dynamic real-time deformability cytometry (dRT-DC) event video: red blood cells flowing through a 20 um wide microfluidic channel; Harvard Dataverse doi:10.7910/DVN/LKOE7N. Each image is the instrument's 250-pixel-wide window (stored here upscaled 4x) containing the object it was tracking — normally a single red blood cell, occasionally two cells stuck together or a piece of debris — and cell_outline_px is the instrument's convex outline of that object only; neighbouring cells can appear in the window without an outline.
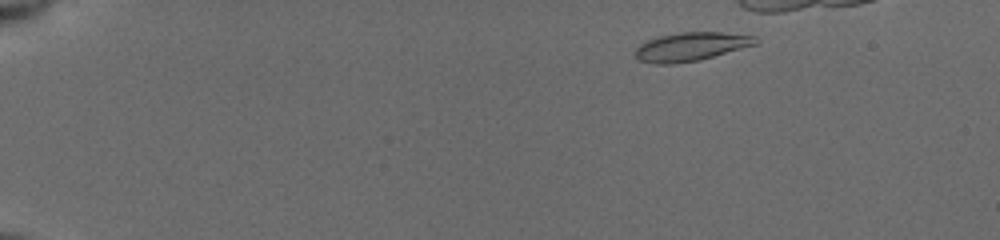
{"species": "common noctule bat (a hibernating species)", "species_latin": "Nyctalus noctula", "temperature_condition": "cold", "stored_images_in_passage": 42, "camera_frame_rate_fps": 3000, "um_per_image_px": 0.085, "animal": {"sex": "female", "body_mass_g": 19.5, "forearm_length_mm": 54.1}, "frame": {"image": 1, "passage_image": 5, "time_ms": 1.333, "image_size_px": [1000, 240], "cell_outline_px": [[760, 44], [700, 60], [672, 64], [652, 64], [640, 60], [636, 56], [636, 48], [640, 44], [648, 40], [660, 36], [680, 32], [720, 32], [756, 36], [760, 40]], "centroid_in_image_um": [58.81, 3.97], "position_along_channel_um": 26.2, "area_um2": 20.23}}
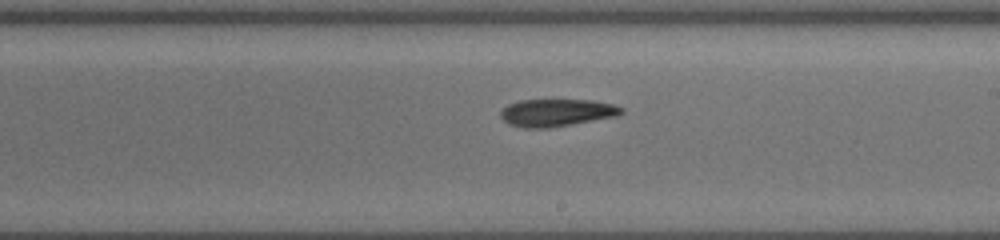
{"frame": {"image": 2, "passage_image": 30, "time_ms": 9.667, "image_size_px": [1000, 240], "cell_outline_px": [[624, 112], [616, 116], [548, 128], [524, 128], [508, 124], [500, 116], [500, 112], [508, 104], [520, 100], [596, 100], [612, 104], [624, 108]], "centroid_in_image_um": [47.31, 9.57], "position_along_channel_um": 241.7, "area_um2": 19.25}}
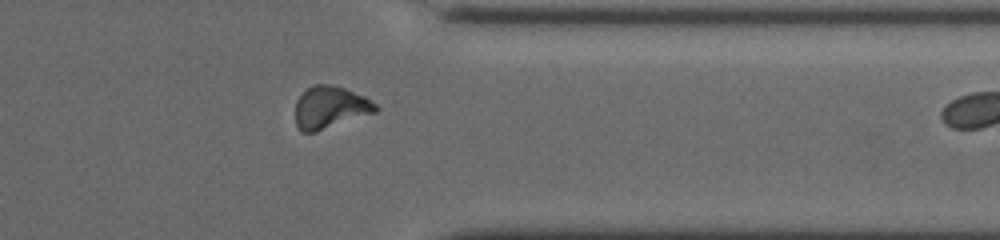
{"frame": {"image": 3, "passage_image": 41, "time_ms": 13.333, "image_size_px": [1000, 240], "cell_outline_px": [[380, 108], [376, 112], [316, 132], [300, 132], [296, 124], [296, 100], [312, 84], [332, 84], [344, 88], [364, 96], [376, 104]], "centroid_in_image_um": [28.06, 9.13], "position_along_channel_um": 383.3, "area_um2": 19.77}}